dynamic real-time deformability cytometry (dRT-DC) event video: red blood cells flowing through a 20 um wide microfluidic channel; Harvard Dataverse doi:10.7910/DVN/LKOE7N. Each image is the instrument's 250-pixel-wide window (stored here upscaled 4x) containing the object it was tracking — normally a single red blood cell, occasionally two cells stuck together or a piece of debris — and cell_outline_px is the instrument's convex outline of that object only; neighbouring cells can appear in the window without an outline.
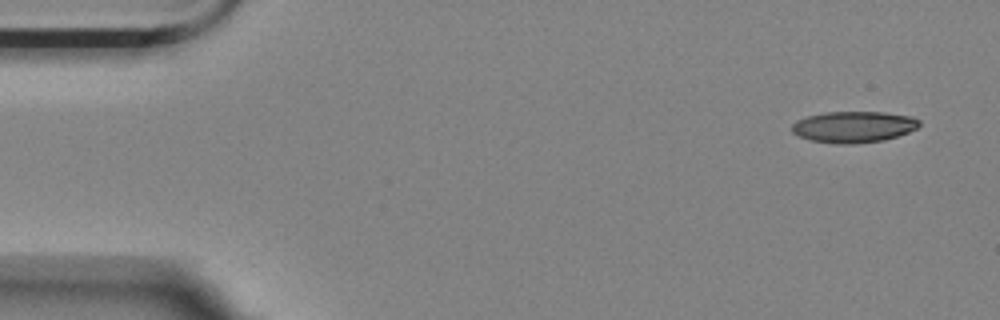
{"species": "Egyptian fruit bat (a non-hibernating species)", "species_latin": "Rousettus aegyptiacus", "temperature_condition": "room temperature", "stored_images_in_passage": 53, "camera_frame_rate_fps": 3000, "um_per_image_px": 0.085, "animal": {"sex": "female"}, "frame": {"image": 1, "passage_image": 1, "time_ms": 0.0, "image_size_px": [1000, 320], "cell_outline_px": [[920, 124], [916, 128], [908, 132], [884, 140], [852, 144], [836, 144], [812, 140], [800, 136], [792, 132], [792, 124], [796, 120], [808, 116], [824, 112], [884, 112], [912, 116], [920, 120]], "centroid_in_image_um": [72.56, 10.78], "position_along_channel_um": 12.4, "area_um2": 23.18}}
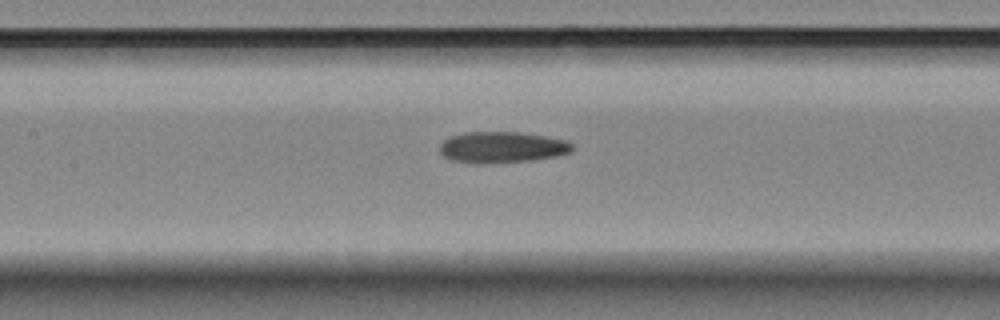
{"frame": {"image": 2, "passage_image": 23, "time_ms": 7.333, "image_size_px": [1000, 320], "cell_outline_px": [[576, 148], [572, 152], [556, 156], [532, 160], [480, 164], [476, 164], [452, 160], [444, 156], [440, 152], [440, 144], [444, 140], [452, 136], [464, 132], [520, 132], [568, 140]], "centroid_in_image_um": [42.7, 12.52], "position_along_channel_um": 164.7, "area_um2": 24.22}}
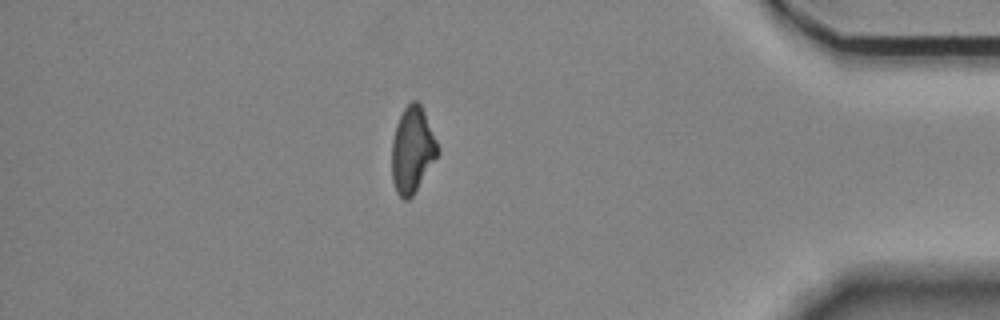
{"frame": {"image": 3, "passage_image": 46, "time_ms": 15.0, "image_size_px": [1000, 320], "cell_outline_px": [[440, 152], [412, 196], [408, 200], [404, 200], [396, 192], [392, 180], [392, 140], [396, 124], [404, 108], [412, 100], [416, 100], [420, 104], [424, 112], [440, 148]], "centroid_in_image_um": [35.05, 12.75], "position_along_channel_um": 400.2, "area_um2": 22.89}, "authors_computed_cell_mechanics": {"area_um2": 23.8714, "velocity_mm_per_s": 3.5644, "shape_relaxation_time_tau1_ms": null, "shape_relaxation_time_tau2_ms": 7.8233, "deformation_change_tau1": null, "deformation_change_tau2": 0.1739}}